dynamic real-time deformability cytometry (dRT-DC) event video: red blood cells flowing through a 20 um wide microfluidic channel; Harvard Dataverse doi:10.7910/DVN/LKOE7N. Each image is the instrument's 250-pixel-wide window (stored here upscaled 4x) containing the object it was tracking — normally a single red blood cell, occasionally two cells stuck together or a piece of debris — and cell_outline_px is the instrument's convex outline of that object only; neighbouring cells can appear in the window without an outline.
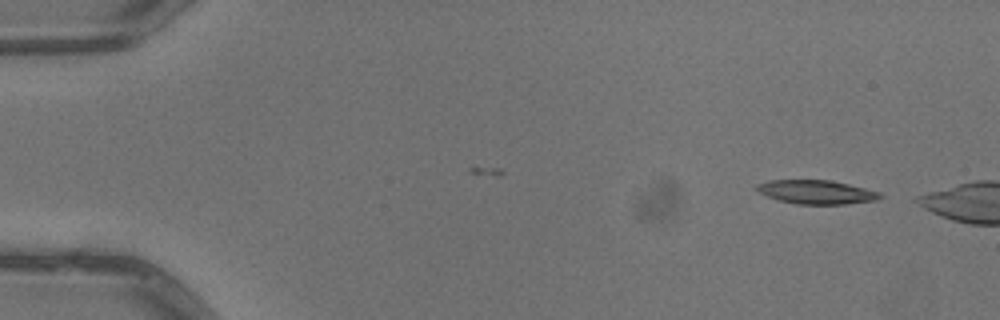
{"species": "common noctule bat (a hibernating species)", "species_latin": "Nyctalus noctula", "temperature_condition": "warm", "stored_images_in_passage": 3, "camera_frame_rate_fps": 3000, "um_per_image_px": 0.085, "animal": {"sex": "male", "body_mass_g": 13.3}, "frame": {"image": 1, "passage_image": 1, "time_ms": 0.0, "image_size_px": [1000, 320], "cell_outline_px": [[884, 196], [876, 200], [844, 204], [796, 204], [780, 200], [768, 196], [760, 192], [756, 188], [756, 184], [768, 180], [832, 180], [880, 192]], "centroid_in_image_um": [69.41, 16.32], "position_along_channel_um": 15.6, "area_um2": 16.99}}